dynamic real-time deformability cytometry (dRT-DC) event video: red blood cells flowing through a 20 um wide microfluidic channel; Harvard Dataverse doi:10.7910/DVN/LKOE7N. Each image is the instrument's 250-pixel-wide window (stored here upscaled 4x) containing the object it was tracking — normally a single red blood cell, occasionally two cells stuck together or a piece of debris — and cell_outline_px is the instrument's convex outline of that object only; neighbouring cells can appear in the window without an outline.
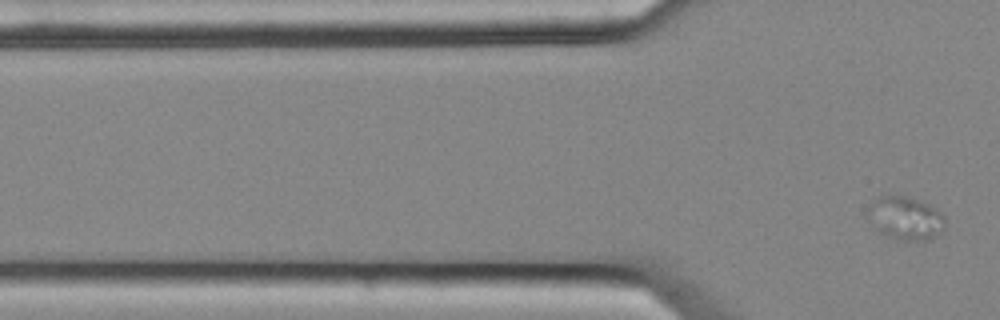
{"species": "common noctule bat (a hibernating species)", "species_latin": "Nyctalus noctula", "temperature_condition": "cold", "stored_images_in_passage": 5, "camera_frame_rate_fps": 3000, "um_per_image_px": 0.085, "animal": {"sex": "female", "body_mass_g": 25.1}, "frame": {"image": 1, "passage_image": 5, "time_ms": 1.333, "image_size_px": [1000, 320], "cell_outline_px": [[944, 228], [940, 232], [928, 240], [896, 240], [880, 232], [864, 216], [868, 208], [880, 196], [908, 196], [932, 204], [940, 212], [944, 220]], "centroid_in_image_um": [76.94, 18.54], "position_along_channel_um": 48.9, "area_um2": 19.54}}